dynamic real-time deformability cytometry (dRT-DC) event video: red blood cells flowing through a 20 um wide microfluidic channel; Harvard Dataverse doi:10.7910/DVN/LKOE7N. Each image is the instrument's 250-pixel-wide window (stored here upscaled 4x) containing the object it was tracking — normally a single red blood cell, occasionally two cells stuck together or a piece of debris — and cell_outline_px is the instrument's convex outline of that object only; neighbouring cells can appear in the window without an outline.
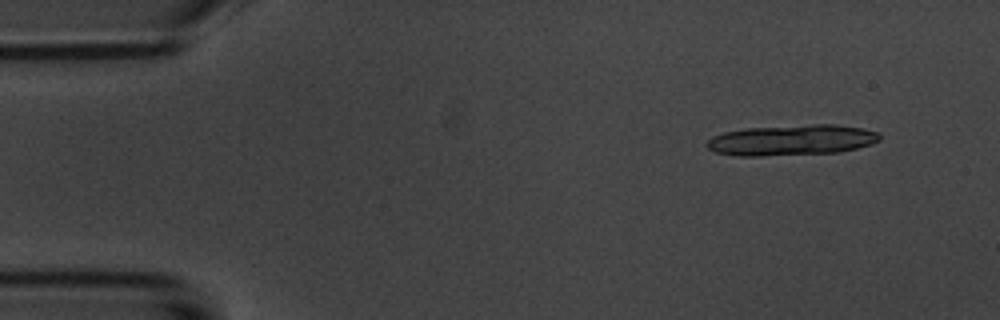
{"species": "common noctule bat (a hibernating species)", "species_latin": "Nyctalus noctula", "temperature_condition": "room temperature", "stored_images_in_passage": 5, "camera_frame_rate_fps": 3000, "um_per_image_px": 0.085, "animal": {"sex": "male", "body_mass_g": 20.1, "forearm_length_mm": 53.5}, "frame": {"image": 1, "passage_image": 2, "time_ms": 1.333, "image_size_px": [1000, 320], "cell_outline_px": [[880, 140], [872, 144], [840, 152], [760, 156], [740, 156], [716, 152], [708, 148], [704, 144], [712, 136], [724, 132], [744, 128], [812, 124], [836, 124], [864, 128], [880, 132]], "centroid_in_image_um": [67.31, 11.9], "position_along_channel_um": 17.7, "area_um2": 31.15}}